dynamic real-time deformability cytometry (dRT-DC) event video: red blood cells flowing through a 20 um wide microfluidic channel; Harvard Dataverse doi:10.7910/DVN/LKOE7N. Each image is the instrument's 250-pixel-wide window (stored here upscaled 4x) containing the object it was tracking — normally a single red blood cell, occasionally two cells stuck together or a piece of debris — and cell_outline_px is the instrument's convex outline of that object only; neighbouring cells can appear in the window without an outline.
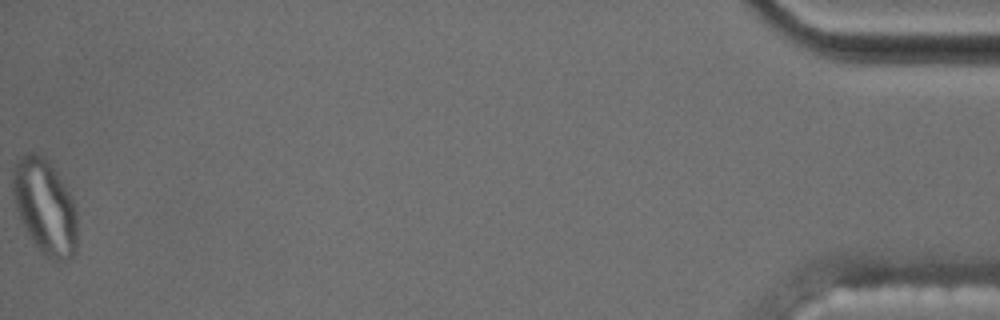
{"species": "common noctule bat (a hibernating species)", "species_latin": "Nyctalus noctula", "temperature_condition": "cold", "stored_images_in_passage": 58, "segment_of_instrument_passage": [2, 2], "camera_frame_rate_fps": 3000, "um_per_image_px": 0.085, "animal": {"sex": "male", "body_mass_g": 17.5, "forearm_length_mm": 52.3}, "frame": {"image": 1, "passage_image": 58, "time_ms": 19.0, "image_size_px": [1000, 320], "cell_outline_px": [[76, 252], [68, 260], [52, 260], [44, 256], [40, 252], [32, 240], [20, 220], [16, 208], [12, 192], [12, 168], [16, 160], [20, 156], [28, 152], [32, 152], [44, 156], [56, 172], [72, 196], [76, 204]], "centroid_in_image_um": [3.8, 17.56], "position_along_channel_um": 431.4, "area_um2": 36.01}}